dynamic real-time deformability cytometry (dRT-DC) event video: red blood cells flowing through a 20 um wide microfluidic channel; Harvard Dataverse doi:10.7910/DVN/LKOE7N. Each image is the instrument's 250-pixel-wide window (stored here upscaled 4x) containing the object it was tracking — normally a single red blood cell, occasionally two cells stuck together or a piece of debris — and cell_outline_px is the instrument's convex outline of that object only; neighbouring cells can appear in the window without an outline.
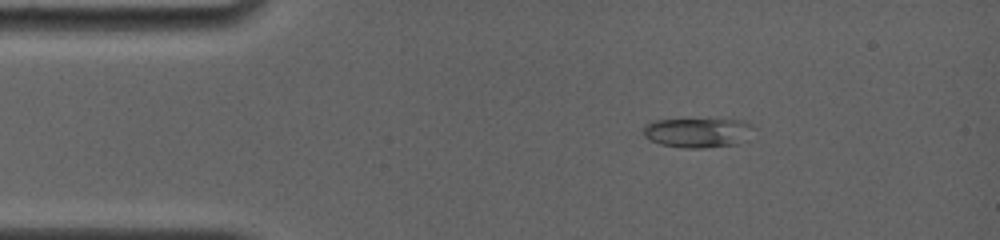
{"species": "common noctule bat (a hibernating species)", "species_latin": "Nyctalus noctula", "temperature_condition": "room temperature", "stored_images_in_passage": 88, "camera_frame_rate_fps": 4000, "um_per_image_px": 0.085, "animal": {"sex": "female", "body_mass_g": 19.0, "forearm_length_mm": 56.7}, "frame": {"image": 1, "passage_image": 14, "time_ms": 2.5, "image_size_px": [1000, 240], "cell_outline_px": [[760, 128], [736, 144], [700, 148], [684, 148], [660, 144], [644, 136], [644, 124], [656, 120], [744, 120]], "centroid_in_image_um": [59.36, 11.27], "position_along_channel_um": 25.6, "area_um2": 18.96}}
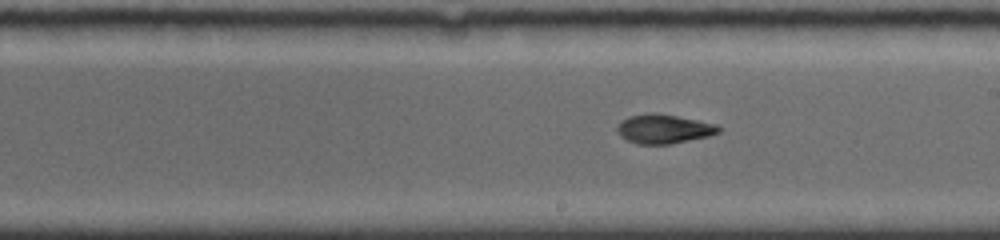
{"frame": {"image": 2, "passage_image": 49, "time_ms": 9.25, "image_size_px": [1000, 240], "cell_outline_px": [[720, 132], [708, 136], [672, 144], [636, 144], [620, 136], [616, 128], [620, 120], [628, 116], [652, 112], [676, 116], [716, 124], [720, 128]], "centroid_in_image_um": [56.38, 10.96], "position_along_channel_um": 232.6, "area_um2": 17.22}}
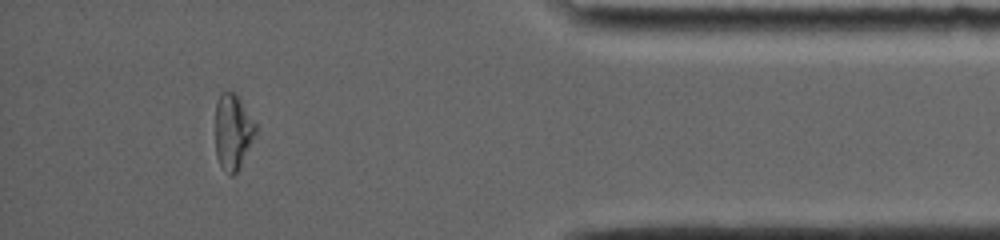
{"frame": {"image": 3, "passage_image": 78, "time_ms": 14.75, "image_size_px": [1000, 240], "cell_outline_px": [[256, 132], [240, 168], [232, 176], [228, 176], [220, 164], [216, 156], [216, 100], [220, 92], [236, 92], [256, 124]], "centroid_in_image_um": [19.79, 11.19], "position_along_channel_um": 415.4, "area_um2": 17.8}, "authors_computed_cell_mechanics": {"area_um2": 17.8602, "velocity_mm_per_s": 3.8271, "shape_relaxation_time_tau1_ms": null, "shape_relaxation_time_tau2_ms": 2.2065, "deformation_change_tau1": null, "deformation_change_tau2": 0.0628}}